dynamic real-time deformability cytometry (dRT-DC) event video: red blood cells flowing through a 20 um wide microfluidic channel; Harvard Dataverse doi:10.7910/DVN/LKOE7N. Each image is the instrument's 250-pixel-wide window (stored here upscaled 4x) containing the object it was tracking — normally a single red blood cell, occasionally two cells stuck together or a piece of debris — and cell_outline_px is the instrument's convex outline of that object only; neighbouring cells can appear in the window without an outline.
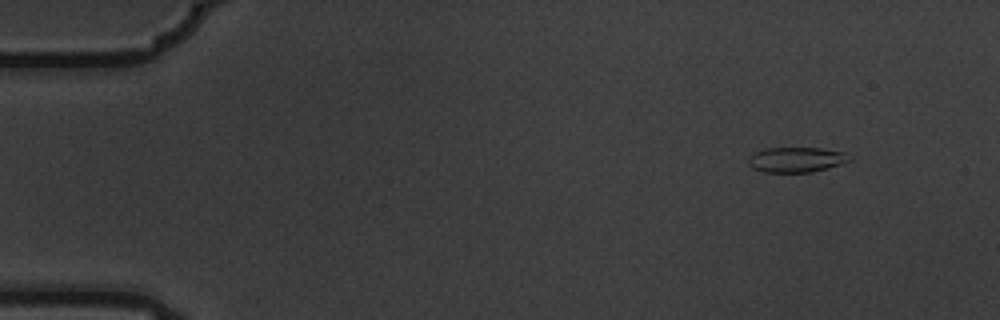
{"species": "common noctule bat (a hibernating species)", "species_latin": "Nyctalus noctula", "temperature_condition": "warm", "stored_images_in_passage": 10, "camera_frame_rate_fps": 3000, "um_per_image_px": 0.085, "animal": {"sex": "male", "body_mass_g": 19.5, "forearm_length_mm": 54.6}, "frame": {"image": 1, "passage_image": 2, "time_ms": 0.333, "image_size_px": [1000, 320], "cell_outline_px": [[852, 160], [828, 168], [812, 172], [764, 172], [752, 168], [748, 164], [748, 156], [764, 148], [820, 148], [844, 152], [852, 156]], "centroid_in_image_um": [67.69, 13.57], "position_along_channel_um": 17.3, "area_um2": 14.91}}
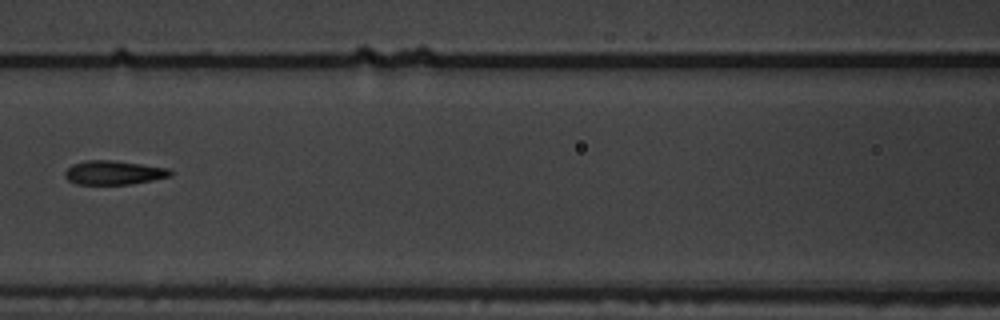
{"frame": {"image": 2, "passage_image": 7, "time_ms": 2.0, "image_size_px": [1000, 320], "cell_outline_px": [[172, 176], [132, 184], [76, 184], [68, 180], [64, 176], [64, 172], [72, 164], [88, 160], [116, 160], [168, 168], [172, 172]], "centroid_in_image_um": [9.66, 14.67], "position_along_channel_um": 156.9, "area_um2": 14.8}}
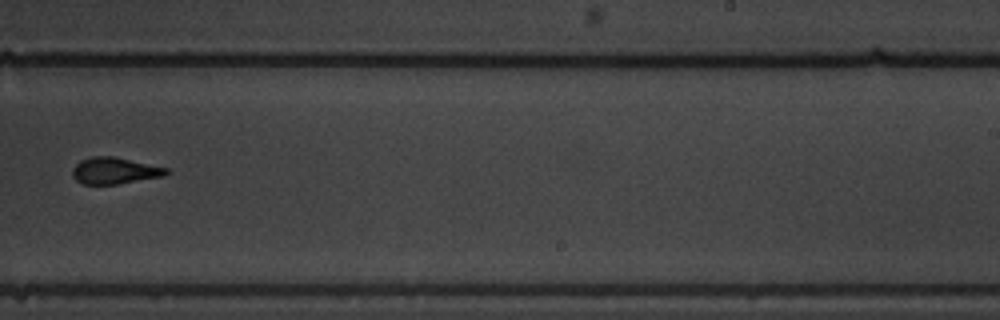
{"frame": {"image": 3, "passage_image": 10, "time_ms": 3.0, "image_size_px": [1000, 320], "cell_outline_px": [[168, 172], [164, 176], [116, 184], [84, 184], [76, 180], [72, 176], [72, 168], [80, 160], [92, 156], [112, 156], [168, 168]], "centroid_in_image_um": [9.71, 14.5], "position_along_channel_um": 279.3, "area_um2": 14.39}}